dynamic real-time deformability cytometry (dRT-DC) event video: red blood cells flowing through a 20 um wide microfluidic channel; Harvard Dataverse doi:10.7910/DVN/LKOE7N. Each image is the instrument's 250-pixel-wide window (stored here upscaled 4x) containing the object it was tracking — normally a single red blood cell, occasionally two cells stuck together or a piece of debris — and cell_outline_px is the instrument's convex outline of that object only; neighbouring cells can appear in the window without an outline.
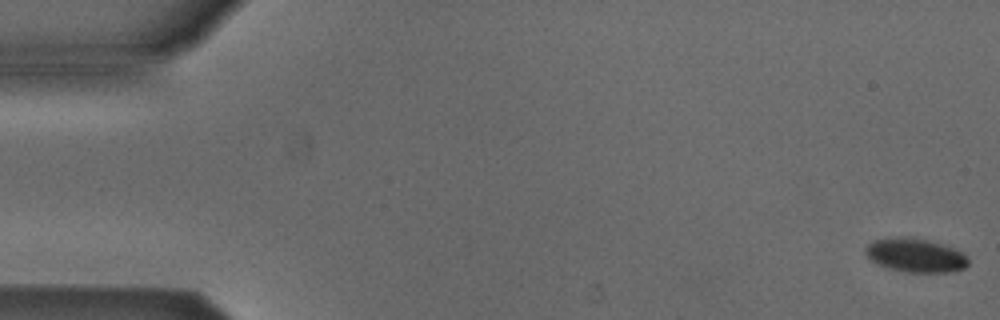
{"species": "Egyptian fruit bat (a non-hibernating species)", "species_latin": "Rousettus aegyptiacus", "temperature_condition": "cold", "stored_images_in_passage": 53, "camera_frame_rate_fps": 3000, "um_per_image_px": 0.085, "animal": {"sex": "male"}, "frame": {"image": 1, "passage_image": 1, "time_ms": 0.0, "image_size_px": [1000, 320], "cell_outline_px": [[968, 264], [964, 268], [948, 272], [908, 272], [888, 268], [872, 260], [864, 252], [864, 248], [868, 244], [876, 240], [908, 236], [940, 244], [964, 252], [968, 260]], "centroid_in_image_um": [77.82, 21.71], "position_along_channel_um": 7.2, "area_um2": 19.83}}
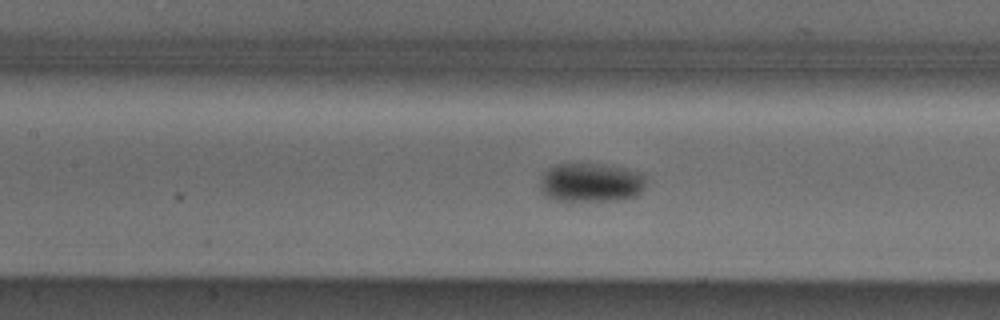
{"frame": {"image": 2, "passage_image": 24, "time_ms": 7.667, "image_size_px": [1000, 320], "cell_outline_px": [[644, 188], [636, 196], [624, 200], [556, 200], [544, 196], [540, 188], [540, 176], [548, 168], [556, 164], [612, 164], [640, 172], [644, 176]], "centroid_in_image_um": [50.22, 15.5], "position_along_channel_um": 157.2, "area_um2": 24.33}}
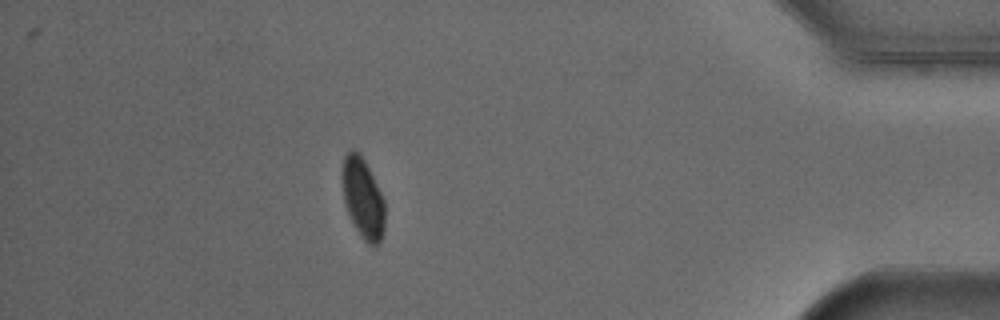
{"frame": {"image": 3, "passage_image": 47, "time_ms": 15.333, "image_size_px": [1000, 320], "cell_outline_px": [[384, 232], [380, 244], [368, 244], [360, 236], [344, 204], [340, 176], [344, 156], [352, 148], [360, 152], [384, 200]], "centroid_in_image_um": [30.81, 16.83], "position_along_channel_um": 404.4, "area_um2": 20.06}, "authors_computed_cell_mechanics": {"area_um2": 21.6172, "velocity_mm_per_s": 3.8759, "shape_relaxation_time_tau1_ms": 3.9109, "shape_relaxation_time_tau2_ms": null, "deformation_change_tau1": 0.0859, "deformation_change_tau2": null}}